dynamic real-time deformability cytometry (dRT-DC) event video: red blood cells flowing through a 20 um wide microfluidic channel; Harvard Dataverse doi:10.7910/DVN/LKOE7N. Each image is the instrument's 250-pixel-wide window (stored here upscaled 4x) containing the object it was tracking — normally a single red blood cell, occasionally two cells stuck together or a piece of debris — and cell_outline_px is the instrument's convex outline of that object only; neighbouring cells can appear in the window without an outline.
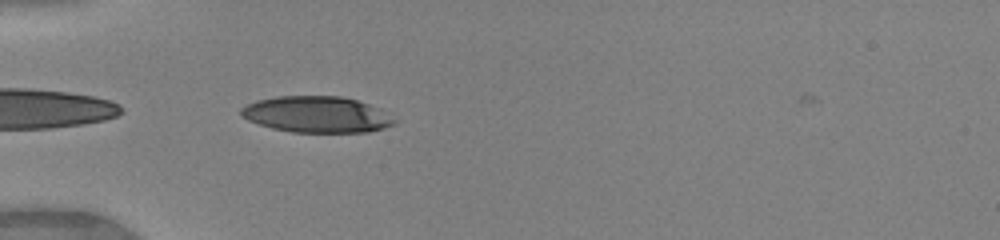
{"species": "human", "species_latin": "Homo sapiens", "temperature_condition": "warm", "stored_images_in_passage": 34, "camera_frame_rate_fps": 3000, "um_per_image_px": 0.085, "donor": {"sex": "female"}, "frame": {"image": 1, "passage_image": 1, "time_ms": 0.0, "image_size_px": [1000, 240], "cell_outline_px": [[396, 124], [384, 128], [368, 132], [292, 132], [272, 128], [248, 120], [240, 116], [240, 108], [256, 100], [276, 96], [340, 96], [356, 100], [380, 108], [396, 120]], "centroid_in_image_um": [26.92, 9.73], "position_along_channel_um": 58.1, "area_um2": 32.43}, "authors_computed_cell_mechanics": {"area_um2": 34.8534, "velocity_mm_per_s": 4.1357, "shape_relaxation_time_tau1_ms": 4.237, "shape_relaxation_time_tau2_ms": null, "deformation_change_tau1": 0.185, "deformation_change_tau2": null}}